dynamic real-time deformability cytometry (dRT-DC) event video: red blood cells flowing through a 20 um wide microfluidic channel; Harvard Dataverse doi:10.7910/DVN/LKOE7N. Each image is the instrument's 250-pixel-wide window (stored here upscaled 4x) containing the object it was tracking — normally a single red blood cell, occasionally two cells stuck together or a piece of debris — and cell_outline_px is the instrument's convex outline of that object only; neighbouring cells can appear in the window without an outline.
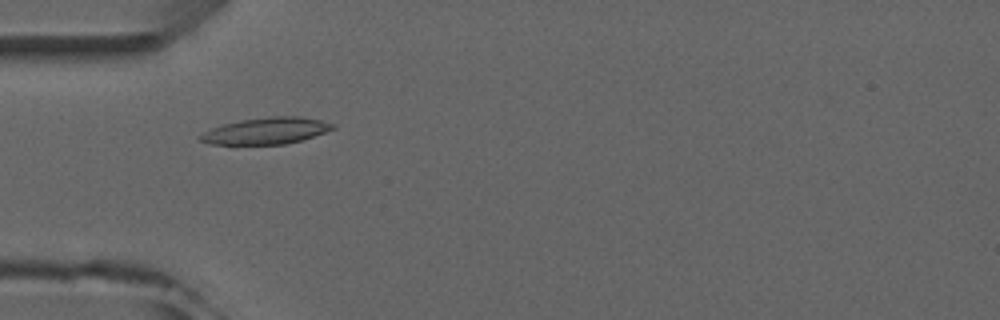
{"species": "common noctule bat (a hibernating species)", "species_latin": "Nyctalus noctula", "temperature_condition": "room temperature", "stored_images_in_passage": 7, "camera_frame_rate_fps": 3000, "um_per_image_px": 0.085, "animal": {"sex": "male", "forearm_length_mm": 52.5}, "frame": {"image": 1, "passage_image": 4, "time_ms": 3.667, "image_size_px": [1000, 320], "cell_outline_px": [[336, 128], [300, 140], [284, 144], [208, 144], [200, 140], [196, 136], [212, 128], [224, 124], [244, 120], [268, 116], [300, 116], [320, 120], [336, 124]], "centroid_in_image_um": [22.62, 11.11], "position_along_channel_um": 62.4, "area_um2": 20.29}}
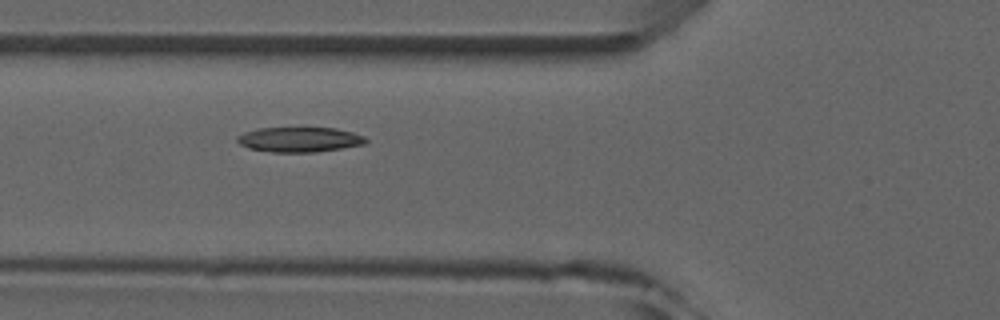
{"frame": {"image": 2, "passage_image": 5, "time_ms": 4.667, "image_size_px": [1000, 320], "cell_outline_px": [[368, 140], [364, 144], [316, 152], [272, 152], [248, 148], [240, 144], [236, 140], [236, 136], [244, 132], [256, 128], [336, 128], [352, 132], [364, 136]], "centroid_in_image_um": [25.42, 11.86], "position_along_channel_um": 100.4, "area_um2": 18.67}}
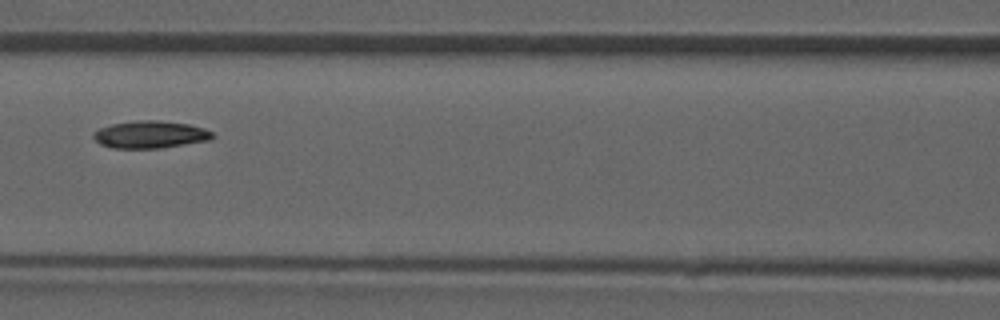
{"frame": {"image": 3, "passage_image": 6, "time_ms": 6.0, "image_size_px": [1000, 320], "cell_outline_px": [[216, 136], [208, 140], [160, 148], [112, 148], [100, 144], [92, 136], [92, 132], [100, 128], [112, 124], [136, 120], [156, 120], [188, 124], [204, 128], [212, 132]], "centroid_in_image_um": [12.75, 11.43], "position_along_channel_um": 153.9, "area_um2": 18.9}}